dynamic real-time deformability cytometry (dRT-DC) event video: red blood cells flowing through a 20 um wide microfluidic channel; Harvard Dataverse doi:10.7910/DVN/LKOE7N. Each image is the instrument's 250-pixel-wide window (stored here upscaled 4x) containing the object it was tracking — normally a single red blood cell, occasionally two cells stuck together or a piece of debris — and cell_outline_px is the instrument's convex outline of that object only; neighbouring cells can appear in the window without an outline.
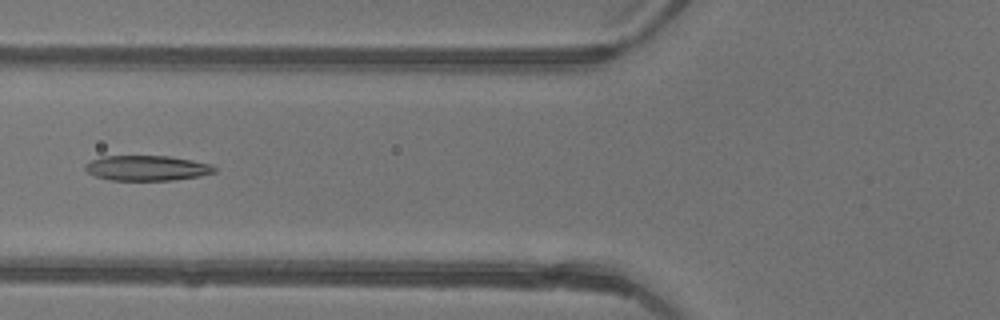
{"species": "common noctule bat (a hibernating species)", "species_latin": "Nyctalus noctula", "temperature_condition": "warm", "stored_images_in_passage": 6, "camera_frame_rate_fps": 3000, "um_per_image_px": 0.085, "animal": {"sex": "female"}, "frame": {"image": 1, "passage_image": 6, "time_ms": 1.667, "image_size_px": [1000, 320], "cell_outline_px": [[216, 172], [200, 176], [172, 180], [112, 180], [96, 176], [88, 172], [84, 168], [84, 164], [100, 156], [168, 156], [192, 160], [212, 164], [216, 168]], "centroid_in_image_um": [12.5, 14.28], "position_along_channel_um": 113.3, "area_um2": 18.96}}